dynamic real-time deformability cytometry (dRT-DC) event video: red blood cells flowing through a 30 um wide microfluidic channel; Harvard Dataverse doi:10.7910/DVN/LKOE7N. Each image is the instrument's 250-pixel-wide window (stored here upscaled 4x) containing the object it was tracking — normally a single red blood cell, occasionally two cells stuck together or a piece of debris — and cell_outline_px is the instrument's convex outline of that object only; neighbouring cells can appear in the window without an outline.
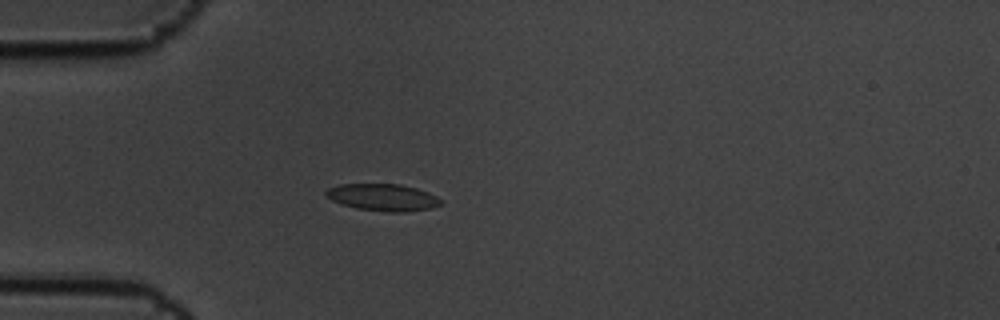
{"species": "common noctule bat (a hibernating species)", "species_latin": "Nyctalus noctula", "temperature_condition": "cold", "stored_images_in_passage": 6, "camera_frame_rate_fps": 3000, "um_per_image_px": 0.085, "animal": {"sex": "male", "body_mass_g": 19.5, "forearm_length_mm": 54.6}, "frame": {"image": 1, "passage_image": 5, "time_ms": 1.333, "image_size_px": [1000, 320], "cell_outline_px": [[444, 204], [432, 208], [404, 212], [388, 212], [356, 208], [332, 200], [324, 192], [328, 188], [340, 184], [400, 184], [416, 188], [428, 192], [436, 196]], "centroid_in_image_um": [32.58, 16.77], "position_along_channel_um": 52.4, "area_um2": 17.98}}